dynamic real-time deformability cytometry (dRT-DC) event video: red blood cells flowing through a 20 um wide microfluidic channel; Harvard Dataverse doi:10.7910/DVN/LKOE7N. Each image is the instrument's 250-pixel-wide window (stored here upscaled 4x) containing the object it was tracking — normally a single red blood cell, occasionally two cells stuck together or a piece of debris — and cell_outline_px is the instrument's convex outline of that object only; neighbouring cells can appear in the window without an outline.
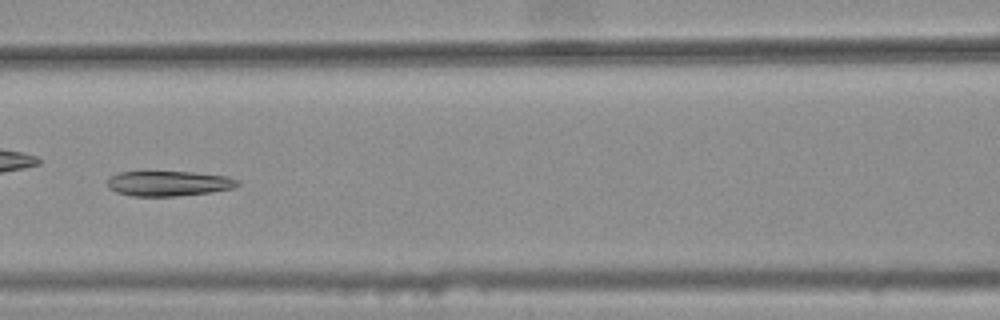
{"species": "common noctule bat (a hibernating species)", "species_latin": "Nyctalus noctula", "temperature_condition": "warm", "stored_images_in_passage": 29, "camera_frame_rate_fps": 3000, "um_per_image_px": 0.085, "animal": {"sex": "female", "body_mass_g": 25.1}, "frame": {"image": 1, "passage_image": 9, "time_ms": 2.667, "image_size_px": [1000, 320], "cell_outline_px": [[240, 184], [232, 188], [208, 192], [176, 196], [132, 196], [116, 192], [108, 188], [108, 180], [112, 176], [120, 172], [192, 172], [228, 176], [240, 180]], "centroid_in_image_um": [14.35, 15.59], "position_along_channel_um": 152.2, "area_um2": 18.9}}
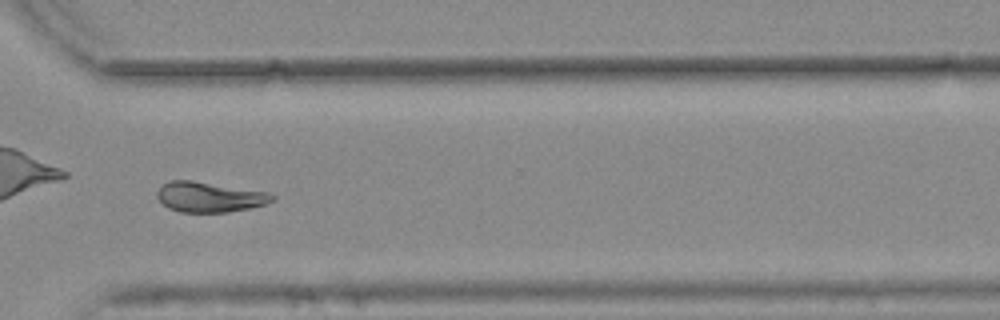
{"frame": {"image": 2, "passage_image": 25, "time_ms": 8.0, "image_size_px": [1000, 320], "cell_outline_px": [[276, 196], [272, 200], [264, 204], [248, 208], [228, 212], [180, 212], [168, 208], [156, 196], [156, 192], [164, 184], [172, 180], [192, 180], [268, 192]], "centroid_in_image_um": [17.79, 16.74], "position_along_channel_um": 352.8, "area_um2": 20.06}, "authors_computed_cell_mechanics": {"area_um2": 19.9988, "velocity_mm_per_s": 3.7564, "shape_relaxation_time_tau1_ms": null, "shape_relaxation_time_tau2_ms": 2.7541, "deformation_change_tau1": null, "deformation_change_tau2": 0.0966}}